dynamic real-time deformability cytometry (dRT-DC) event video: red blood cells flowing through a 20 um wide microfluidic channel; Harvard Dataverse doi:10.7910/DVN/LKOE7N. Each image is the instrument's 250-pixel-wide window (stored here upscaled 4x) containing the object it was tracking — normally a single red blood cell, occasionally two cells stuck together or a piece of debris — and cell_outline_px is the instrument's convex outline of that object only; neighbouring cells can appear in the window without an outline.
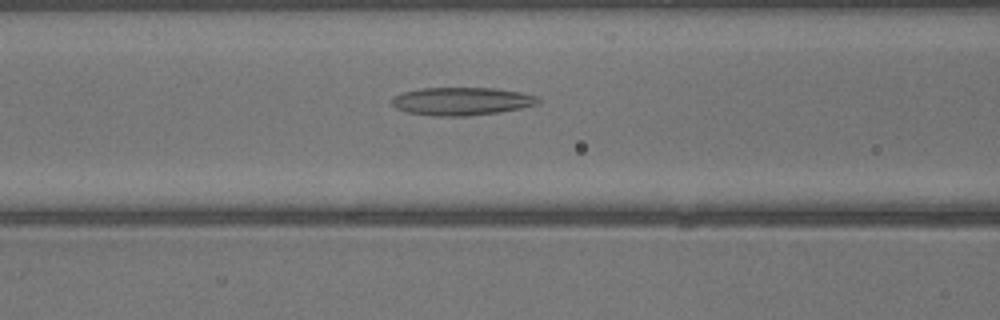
{"species": "common noctule bat (a hibernating species)", "species_latin": "Nyctalus noctula", "temperature_condition": "warm", "stored_images_in_passage": 35, "segment_of_instrument_passage": [1, 2], "camera_frame_rate_fps": 3000, "um_per_image_px": 0.085, "animal": {"sex": "male", "body_mass_g": 13.3}, "frame": {"image": 1, "passage_image": 10, "time_ms": 3.0, "image_size_px": [1000, 320], "cell_outline_px": [[540, 100], [536, 104], [520, 108], [496, 112], [468, 116], [436, 116], [408, 112], [396, 108], [392, 104], [392, 100], [396, 96], [404, 92], [420, 88], [496, 88], [520, 92], [536, 96]], "centroid_in_image_um": [39.23, 8.6], "position_along_channel_um": 127.4, "area_um2": 23.52}}
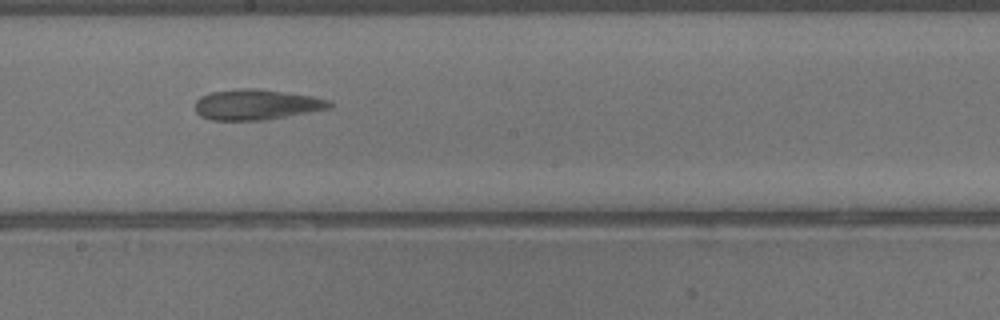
{"frame": {"image": 2, "passage_image": 16, "time_ms": 5.0, "image_size_px": [1000, 320], "cell_outline_px": [[332, 108], [288, 116], [264, 120], [212, 120], [200, 116], [196, 112], [196, 100], [200, 96], [208, 92], [240, 88], [252, 88], [284, 92], [312, 96], [332, 100]], "centroid_in_image_um": [21.8, 8.89], "position_along_channel_um": 226.4, "area_um2": 23.99}}
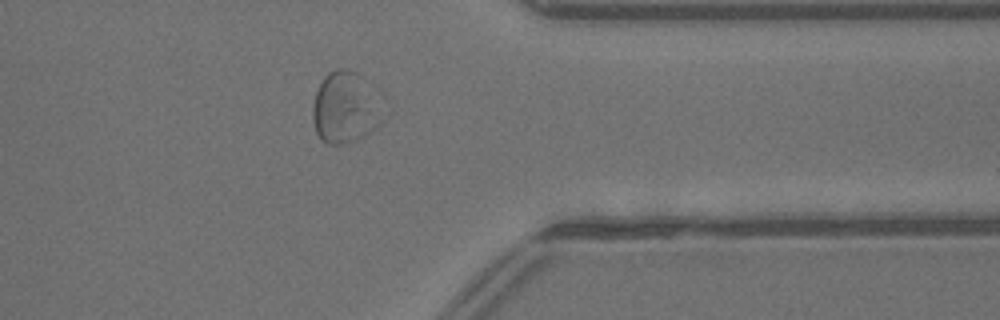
{"frame": {"image": 3, "passage_image": 26, "time_ms": 8.333, "image_size_px": [1000, 320], "cell_outline_px": [[384, 120], [376, 128], [364, 136], [356, 140], [340, 144], [328, 144], [320, 140], [316, 132], [312, 120], [312, 108], [316, 92], [324, 76], [328, 72], [336, 68], [348, 68], [364, 76], [372, 84]], "centroid_in_image_um": [29.34, 9.13], "position_along_channel_um": 382.1, "area_um2": 29.65}}